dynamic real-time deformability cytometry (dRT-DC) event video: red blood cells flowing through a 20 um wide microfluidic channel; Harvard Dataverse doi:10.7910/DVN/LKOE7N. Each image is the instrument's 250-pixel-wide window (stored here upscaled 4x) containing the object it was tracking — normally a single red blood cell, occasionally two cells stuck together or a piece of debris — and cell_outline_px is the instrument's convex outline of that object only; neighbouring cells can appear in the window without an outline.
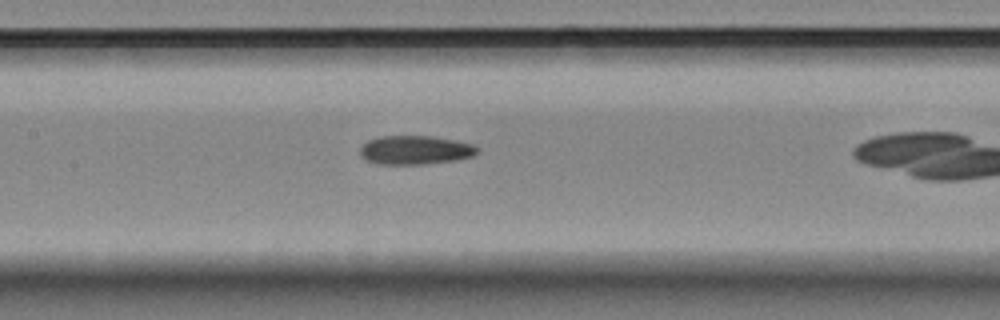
{"species": "Egyptian fruit bat (a non-hibernating species)", "species_latin": "Rousettus aegyptiacus", "temperature_condition": "room temperature", "stored_images_in_passage": 39, "camera_frame_rate_fps": 3000, "um_per_image_px": 0.085, "animal": {"sex": "female"}, "frame": {"image": 1, "passage_image": 15, "time_ms": 4.667, "image_size_px": [1000, 320], "cell_outline_px": [[480, 152], [472, 156], [456, 160], [424, 164], [376, 164], [364, 160], [360, 156], [360, 148], [368, 140], [380, 136], [432, 136], [472, 144], [480, 148]], "centroid_in_image_um": [35.28, 12.76], "position_along_channel_um": 172.1, "area_um2": 19.83}}
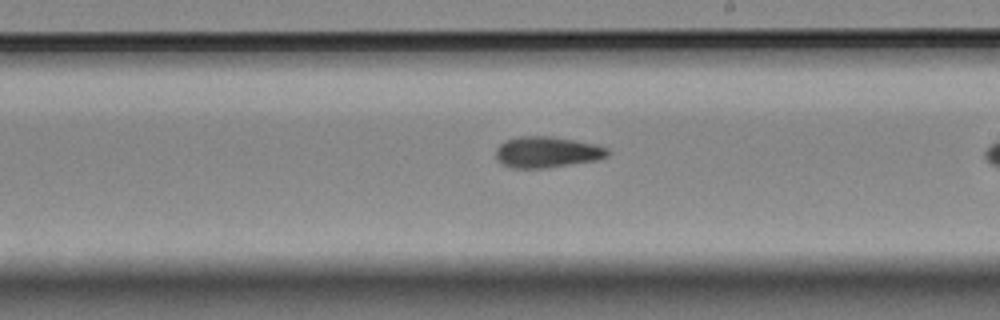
{"frame": {"image": 2, "passage_image": 21, "time_ms": 6.667, "image_size_px": [1000, 320], "cell_outline_px": [[608, 156], [600, 160], [544, 168], [512, 168], [496, 160], [496, 148], [504, 140], [516, 136], [552, 136], [596, 144], [608, 148]], "centroid_in_image_um": [46.49, 12.92], "position_along_channel_um": 242.5, "area_um2": 20.46}}
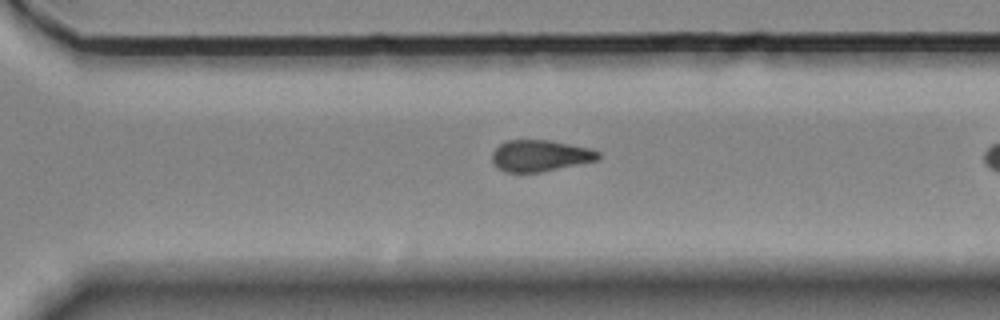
{"frame": {"image": 3, "passage_image": 28, "time_ms": 9.0, "image_size_px": [1000, 320], "cell_outline_px": [[600, 160], [540, 172], [504, 172], [496, 168], [492, 164], [492, 152], [500, 144], [508, 140], [548, 140], [592, 148], [600, 152]], "centroid_in_image_um": [45.92, 13.24], "position_along_channel_um": 324.7, "area_um2": 19.65}}